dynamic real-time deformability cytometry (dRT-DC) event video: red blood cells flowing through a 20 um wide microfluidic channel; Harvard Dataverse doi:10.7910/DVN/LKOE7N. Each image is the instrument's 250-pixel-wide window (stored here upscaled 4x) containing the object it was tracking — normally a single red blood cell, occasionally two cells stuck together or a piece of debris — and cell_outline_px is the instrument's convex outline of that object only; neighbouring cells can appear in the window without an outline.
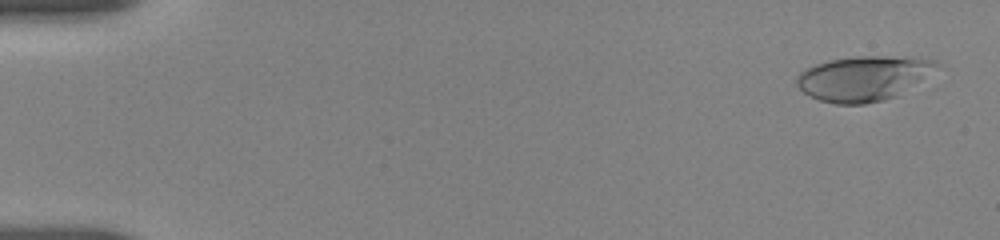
{"species": "human", "species_latin": "Homo sapiens", "temperature_condition": "room temperature", "stored_images_in_passage": 13, "camera_frame_rate_fps": 3000, "um_per_image_px": 0.085, "donor": {"sex": "female"}, "frame": {"image": 1, "passage_image": 1, "time_ms": 0.0, "image_size_px": [1000, 240], "cell_outline_px": [[940, 64], [896, 96], [884, 100], [864, 104], [836, 104], [820, 100], [804, 92], [796, 84], [796, 80], [800, 72], [804, 68], [828, 60], [856, 56], [912, 56], [936, 60]], "centroid_in_image_um": [73.34, 6.63], "position_along_channel_um": 11.7, "area_um2": 36.13}}
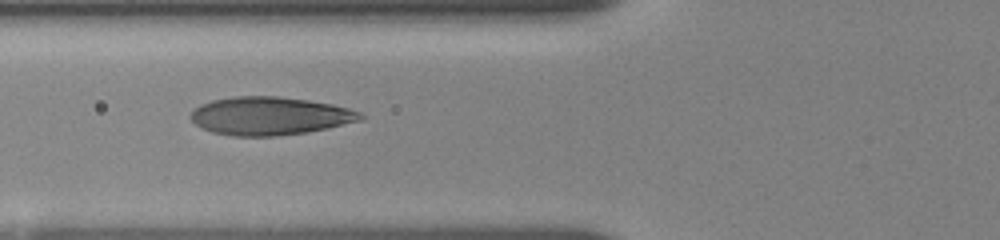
{"frame": {"image": 2, "passage_image": 10, "time_ms": 6.333, "image_size_px": [1000, 240], "cell_outline_px": [[364, 116], [360, 120], [328, 128], [308, 132], [276, 136], [236, 136], [212, 132], [196, 124], [188, 116], [200, 104], [212, 100], [232, 96], [276, 96], [308, 100], [332, 104], [348, 108], [360, 112]], "centroid_in_image_um": [22.92, 9.85], "position_along_channel_um": 102.9, "area_um2": 37.63}}
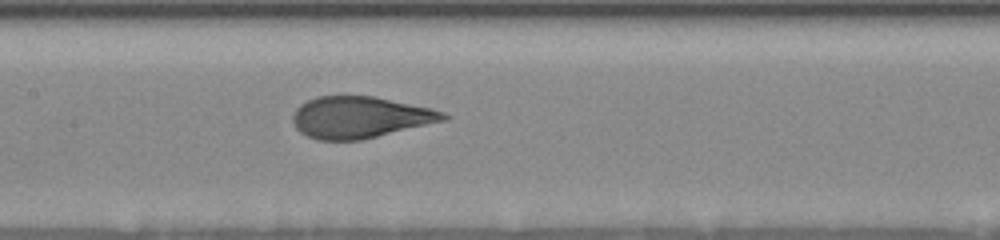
{"frame": {"image": 3, "passage_image": 13, "time_ms": 8.333, "image_size_px": [1000, 240], "cell_outline_px": [[452, 116], [448, 120], [360, 140], [316, 140], [300, 132], [296, 128], [292, 120], [292, 116], [296, 108], [300, 104], [316, 96], [344, 92], [376, 96], [432, 108], [444, 112]], "centroid_in_image_um": [30.6, 9.92], "position_along_channel_um": 176.8, "area_um2": 37.63}}